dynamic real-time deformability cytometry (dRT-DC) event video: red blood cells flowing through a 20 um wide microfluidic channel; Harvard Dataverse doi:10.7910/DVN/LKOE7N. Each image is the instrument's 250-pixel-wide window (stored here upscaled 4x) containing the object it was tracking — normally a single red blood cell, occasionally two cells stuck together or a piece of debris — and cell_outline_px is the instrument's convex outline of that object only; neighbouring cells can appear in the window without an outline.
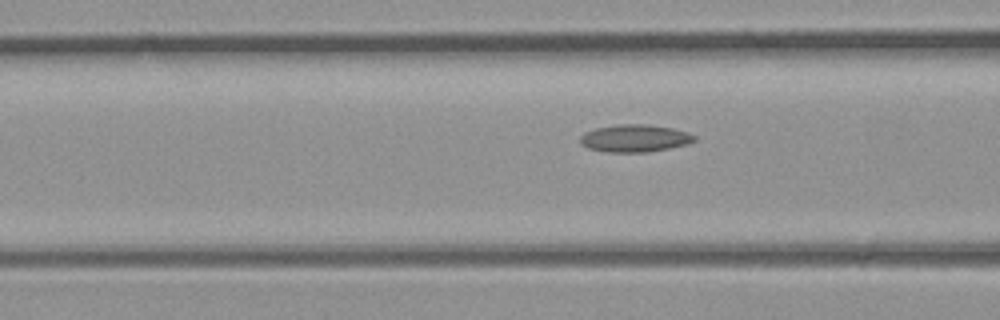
{"species": "common noctule bat (a hibernating species)", "species_latin": "Nyctalus noctula", "temperature_condition": "room temperature", "stored_images_in_passage": 4, "camera_frame_rate_fps": 3000, "um_per_image_px": 0.085, "animal": {"sex": "male", "body_mass_g": 23.1, "forearm_length_mm": 52.7}, "frame": {"image": 1, "passage_image": 4, "time_ms": 1.0, "image_size_px": [1000, 320], "cell_outline_px": [[696, 140], [688, 144], [648, 152], [604, 152], [588, 148], [580, 144], [580, 136], [584, 132], [596, 128], [620, 124], [648, 124], [672, 128], [688, 132], [696, 136]], "centroid_in_image_um": [53.95, 11.75], "position_along_channel_um": 112.7, "area_um2": 18.38}}